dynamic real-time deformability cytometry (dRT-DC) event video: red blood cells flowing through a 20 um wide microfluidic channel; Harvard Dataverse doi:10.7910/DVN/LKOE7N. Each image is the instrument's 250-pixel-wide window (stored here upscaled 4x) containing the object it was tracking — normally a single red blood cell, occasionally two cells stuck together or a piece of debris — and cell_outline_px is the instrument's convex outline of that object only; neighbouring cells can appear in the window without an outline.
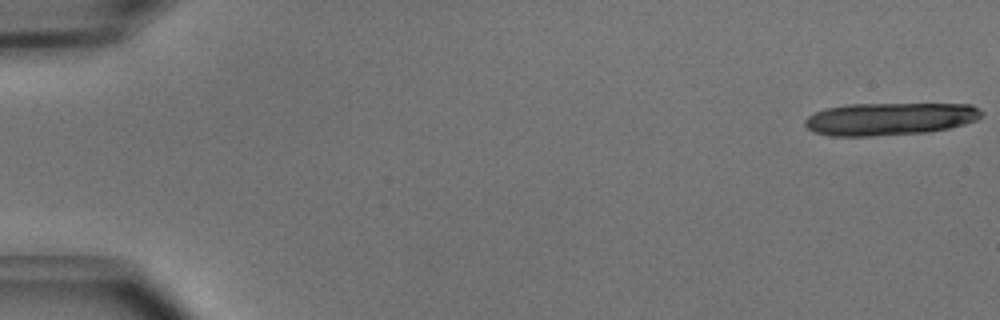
{"species": "common noctule bat (a hibernating species)", "species_latin": "Nyctalus noctula", "temperature_condition": "cold", "stored_images_in_passage": 20, "camera_frame_rate_fps": 3000, "um_per_image_px": 0.085, "animal": {"sex": "male", "body_mass_g": 15.6}, "frame": {"image": 1, "passage_image": 1, "time_ms": 0.0, "image_size_px": [1000, 320], "cell_outline_px": [[984, 112], [976, 120], [964, 124], [948, 128], [924, 132], [872, 136], [832, 136], [812, 132], [804, 124], [804, 120], [808, 116], [816, 112], [828, 108], [848, 104], [972, 104]], "centroid_in_image_um": [75.61, 10.1], "position_along_channel_um": 9.4, "area_um2": 33.41}}